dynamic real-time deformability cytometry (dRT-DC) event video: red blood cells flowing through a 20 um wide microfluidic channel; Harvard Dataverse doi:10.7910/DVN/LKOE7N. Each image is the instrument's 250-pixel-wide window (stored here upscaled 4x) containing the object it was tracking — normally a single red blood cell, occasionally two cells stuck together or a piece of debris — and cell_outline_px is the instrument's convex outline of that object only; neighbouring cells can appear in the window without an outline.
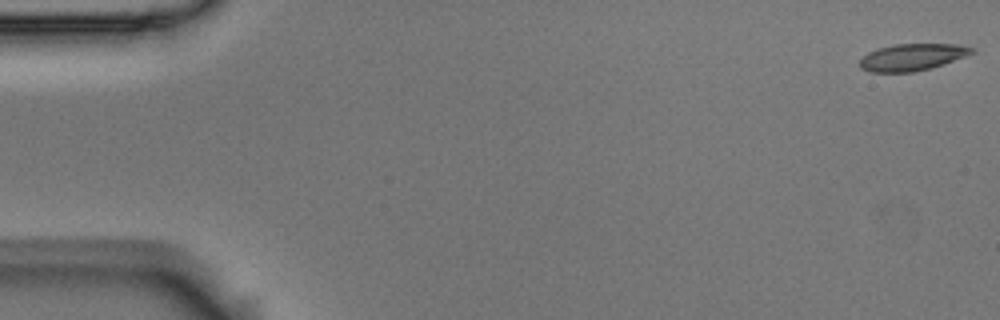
{"species": "Egyptian fruit bat (a non-hibernating species)", "species_latin": "Rousettus aegyptiacus", "temperature_condition": "room temperature", "stored_images_in_passage": 55, "camera_frame_rate_fps": 3000, "um_per_image_px": 0.085, "animal": {"sex": "male"}, "frame": {"image": 1, "passage_image": 1, "time_ms": 0.0, "image_size_px": [1000, 320], "cell_outline_px": [[976, 52], [944, 64], [932, 68], [916, 72], [868, 72], [860, 68], [860, 60], [868, 52], [892, 44], [960, 44], [976, 48]], "centroid_in_image_um": [77.58, 4.86], "position_along_channel_um": 7.4, "area_um2": 17.74}}
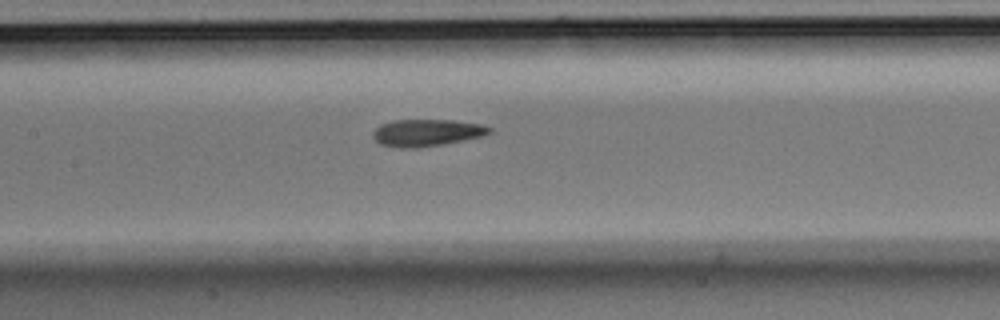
{"frame": {"image": 2, "passage_image": 26, "time_ms": 8.333, "image_size_px": [1000, 320], "cell_outline_px": [[492, 132], [484, 136], [444, 144], [420, 148], [400, 148], [380, 144], [372, 136], [372, 132], [380, 124], [392, 120], [452, 120], [484, 124], [492, 128]], "centroid_in_image_um": [36.29, 11.28], "position_along_channel_um": 171.1, "area_um2": 18.61}}
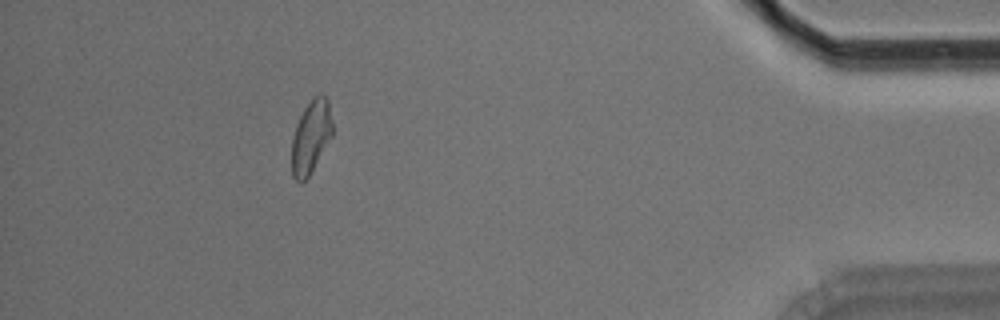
{"frame": {"image": 3, "passage_image": 50, "time_ms": 16.333, "image_size_px": [1000, 320], "cell_outline_px": [[332, 136], [308, 176], [300, 184], [292, 176], [292, 140], [296, 124], [304, 108], [320, 92], [328, 100], [332, 120]], "centroid_in_image_um": [26.42, 11.62], "position_along_channel_um": 408.8, "area_um2": 17.05}, "authors_computed_cell_mechanics": {"area_um2": 18.0914, "velocity_mm_per_s": 3.6436, "shape_relaxation_time_tau1_ms": 6.9829, "shape_relaxation_time_tau2_ms": 3.2484, "deformation_change_tau1": 0.164, "deformation_change_tau2": 0.0998}}